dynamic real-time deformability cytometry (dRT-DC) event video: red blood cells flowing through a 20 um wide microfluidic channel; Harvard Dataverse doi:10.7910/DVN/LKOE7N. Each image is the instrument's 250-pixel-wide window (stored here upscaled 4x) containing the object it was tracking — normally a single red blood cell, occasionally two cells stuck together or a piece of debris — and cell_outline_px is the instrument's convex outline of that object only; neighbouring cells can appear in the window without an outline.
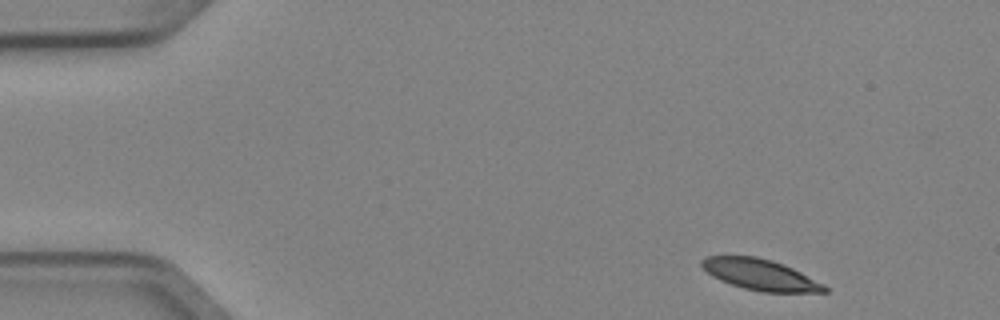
{"species": "Egyptian fruit bat (a non-hibernating species)", "species_latin": "Rousettus aegyptiacus", "temperature_condition": "cold", "stored_images_in_passage": 5, "camera_frame_rate_fps": 3000, "um_per_image_px": 0.085, "animal": {"sex": "female"}, "frame": {"image": 1, "passage_image": 1, "time_ms": 0.0, "image_size_px": [1000, 320], "cell_outline_px": [[828, 292], [764, 292], [744, 288], [720, 280], [712, 276], [700, 264], [700, 260], [708, 256], [756, 256], [772, 260], [784, 264], [824, 284], [828, 288]], "centroid_in_image_um": [64.63, 23.34], "position_along_channel_um": 20.4, "area_um2": 21.96}}
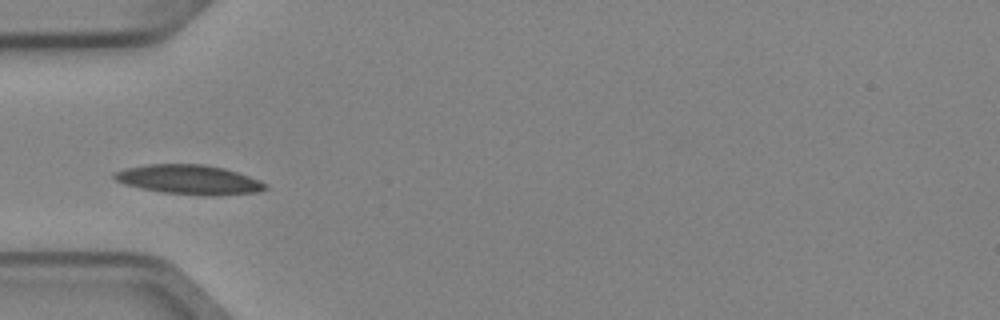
{"frame": {"image": 2, "passage_image": 4, "time_ms": 1.0, "image_size_px": [1000, 320], "cell_outline_px": [[268, 188], [256, 192], [216, 196], [200, 196], [160, 192], [140, 188], [124, 184], [116, 180], [112, 176], [116, 172], [124, 168], [148, 164], [204, 164], [224, 168], [260, 180], [268, 184]], "centroid_in_image_um": [16.08, 15.28], "position_along_channel_um": 68.9, "area_um2": 26.13}}
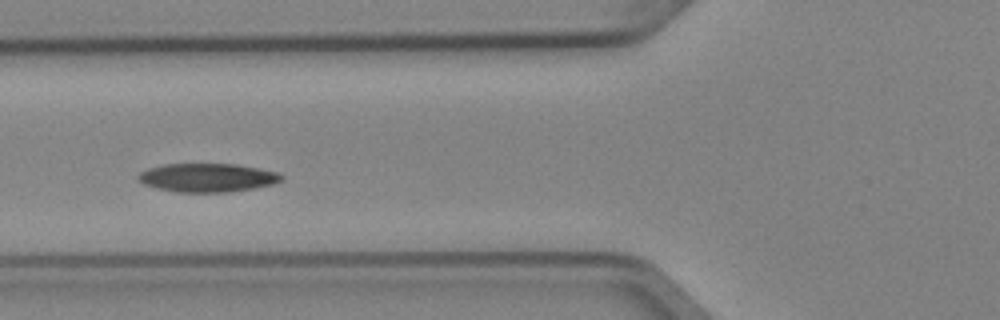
{"frame": {"image": 3, "passage_image": 5, "time_ms": 1.333, "image_size_px": [1000, 320], "cell_outline_px": [[284, 180], [272, 184], [252, 188], [228, 192], [176, 192], [156, 188], [144, 184], [136, 176], [140, 172], [148, 168], [164, 164], [236, 164], [276, 172], [284, 176]], "centroid_in_image_um": [17.61, 15.1], "position_along_channel_um": 108.2, "area_um2": 23.76}}